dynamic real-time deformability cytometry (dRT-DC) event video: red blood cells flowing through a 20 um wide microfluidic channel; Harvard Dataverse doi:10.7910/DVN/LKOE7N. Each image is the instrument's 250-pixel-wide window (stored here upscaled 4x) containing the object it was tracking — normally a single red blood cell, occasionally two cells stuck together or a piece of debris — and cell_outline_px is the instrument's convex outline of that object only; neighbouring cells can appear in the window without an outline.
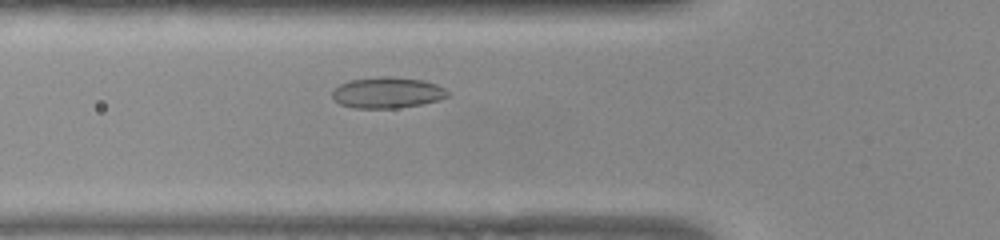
{"species": "common noctule bat (a hibernating species)", "species_latin": "Nyctalus noctula", "temperature_condition": "warm", "stored_images_in_passage": 43, "camera_frame_rate_fps": 3000, "um_per_image_px": 0.085, "animal": {"sex": "female", "body_mass_g": 22.0, "forearm_length_mm": 56.7}, "frame": {"image": 1, "passage_image": 9, "time_ms": 2.667, "image_size_px": [1000, 240], "cell_outline_px": [[448, 96], [436, 100], [420, 104], [396, 108], [356, 108], [340, 104], [332, 96], [332, 92], [340, 84], [348, 80], [380, 76], [392, 76], [424, 80], [436, 84], [444, 88], [448, 92]], "centroid_in_image_um": [32.91, 7.86], "position_along_channel_um": 92.9, "area_um2": 20.75}}
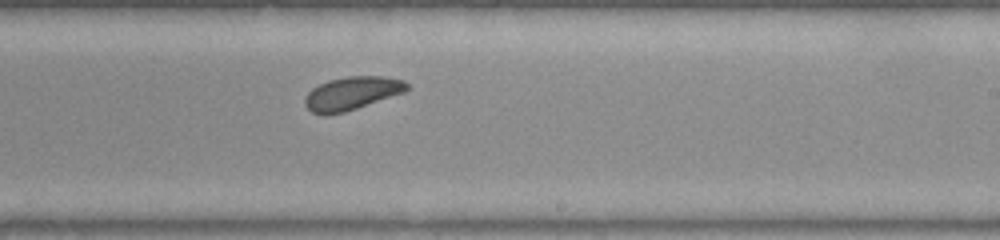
{"frame": {"image": 2, "passage_image": 22, "time_ms": 7.0, "image_size_px": [1000, 240], "cell_outline_px": [[408, 88], [404, 92], [344, 112], [312, 112], [304, 104], [304, 100], [308, 92], [312, 88], [328, 80], [348, 76], [384, 76], [404, 80], [408, 84]], "centroid_in_image_um": [29.93, 7.89], "position_along_channel_um": 259.1, "area_um2": 19.19}}
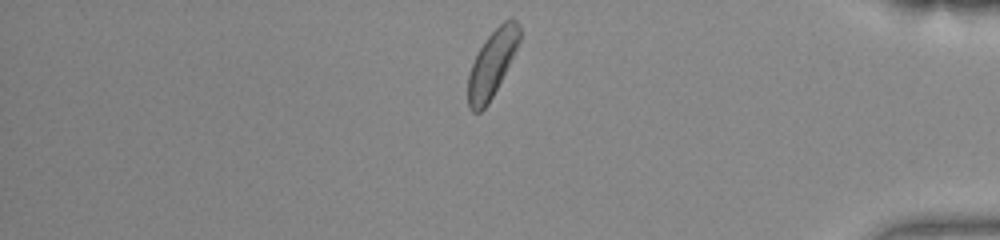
{"frame": {"image": 3, "passage_image": 35, "time_ms": 11.333, "image_size_px": [1000, 240], "cell_outline_px": [[520, 40], [488, 104], [480, 112], [472, 112], [468, 108], [468, 76], [472, 64], [484, 40], [504, 20], [512, 16], [516, 20], [520, 28]], "centroid_in_image_um": [41.8, 5.4], "position_along_channel_um": 393.4, "area_um2": 19.42}, "authors_computed_cell_mechanics": {"area_um2": 20.23, "velocity_mm_per_s": 3.8384, "shape_relaxation_time_tau1_ms": 2.7616, "shape_relaxation_time_tau2_ms": 7.6232, "deformation_change_tau1": 0.0473, "deformation_change_tau2": 0.1055}}